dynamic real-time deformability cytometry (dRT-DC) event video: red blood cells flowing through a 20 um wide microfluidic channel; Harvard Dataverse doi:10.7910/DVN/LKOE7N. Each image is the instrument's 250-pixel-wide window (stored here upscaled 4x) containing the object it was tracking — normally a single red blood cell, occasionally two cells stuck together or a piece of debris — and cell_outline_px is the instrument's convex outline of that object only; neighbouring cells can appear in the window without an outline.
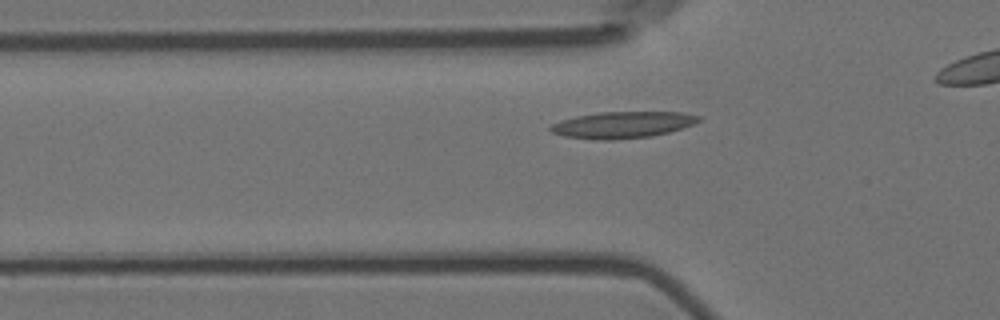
{"species": "Egyptian fruit bat (a non-hibernating species)", "species_latin": "Rousettus aegyptiacus", "temperature_condition": "room temperature", "stored_images_in_passage": 39, "camera_frame_rate_fps": 3000, "um_per_image_px": 0.085, "animal": {"sex": "female"}, "frame": {"image": 1, "passage_image": 11, "time_ms": 3.333, "image_size_px": [1000, 320], "cell_outline_px": [[704, 120], [668, 132], [652, 136], [612, 140], [600, 140], [564, 136], [552, 132], [548, 128], [552, 124], [560, 120], [576, 116], [600, 112], [680, 112], [700, 116]], "centroid_in_image_um": [52.91, 10.61], "position_along_channel_um": 72.9, "area_um2": 22.83}}
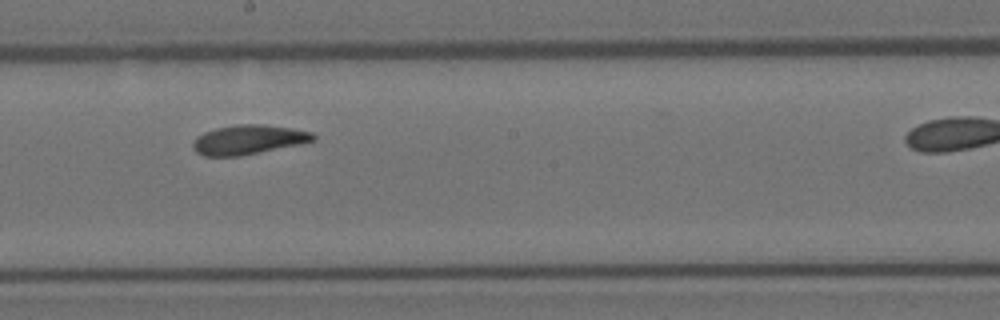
{"frame": {"image": 2, "passage_image": 24, "time_ms": 7.667, "image_size_px": [1000, 320], "cell_outline_px": [[316, 140], [300, 144], [240, 156], [204, 156], [196, 152], [192, 148], [192, 144], [196, 136], [204, 132], [216, 128], [236, 124], [264, 124], [292, 128], [312, 132], [316, 136]], "centroid_in_image_um": [21.1, 11.87], "position_along_channel_um": 227.1, "area_um2": 20.75}}
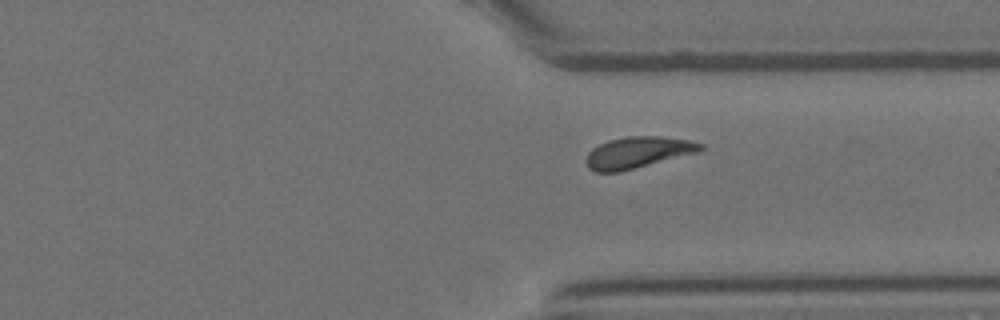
{"frame": {"image": 3, "passage_image": 35, "time_ms": 11.333, "image_size_px": [1000, 320], "cell_outline_px": [[704, 148], [700, 152], [620, 172], [596, 172], [588, 168], [584, 160], [588, 152], [592, 148], [608, 140], [628, 136], [664, 136], [688, 140], [704, 144]], "centroid_in_image_um": [54.22, 12.96], "position_along_channel_um": 357.2, "area_um2": 21.21}}